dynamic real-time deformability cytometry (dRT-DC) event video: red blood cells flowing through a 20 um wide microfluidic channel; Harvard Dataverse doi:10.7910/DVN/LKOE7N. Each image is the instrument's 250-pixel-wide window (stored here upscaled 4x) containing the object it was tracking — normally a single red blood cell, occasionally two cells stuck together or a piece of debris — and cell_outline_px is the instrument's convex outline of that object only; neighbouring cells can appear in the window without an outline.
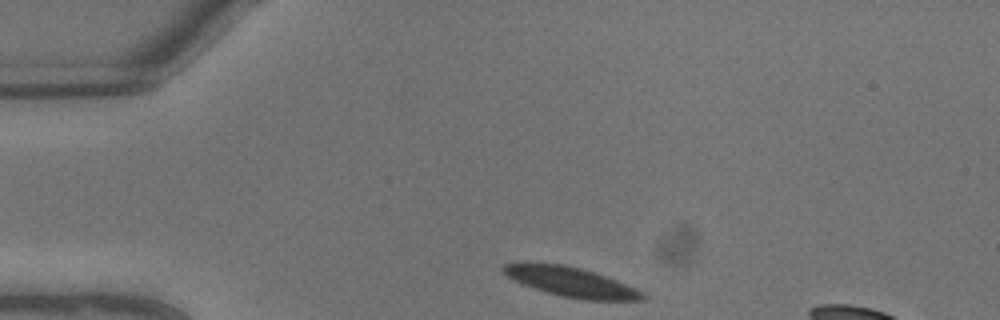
{"species": "common noctule bat (a hibernating species)", "species_latin": "Nyctalus noctula", "temperature_condition": "warm", "stored_images_in_passage": 7, "camera_frame_rate_fps": 3000, "um_per_image_px": 0.085, "animal": {"sex": "male", "body_mass_g": 13.3}, "frame": {"image": 1, "passage_image": 1, "time_ms": 0.0, "image_size_px": [1000, 320], "cell_outline_px": [[644, 300], [588, 300], [560, 296], [524, 284], [508, 276], [500, 268], [504, 264], [524, 260], [564, 264], [580, 268], [616, 280], [644, 292]], "centroid_in_image_um": [48.47, 23.92], "position_along_channel_um": 36.5, "area_um2": 24.04}}
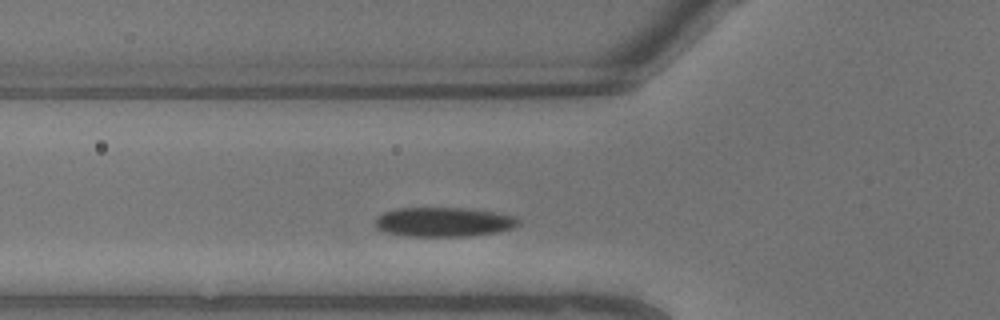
{"frame": {"image": 2, "passage_image": 4, "time_ms": 1.0, "image_size_px": [1000, 320], "cell_outline_px": [[520, 224], [512, 228], [496, 232], [468, 236], [408, 236], [384, 232], [376, 228], [372, 224], [376, 216], [384, 212], [396, 208], [472, 208], [500, 212], [516, 216], [520, 220]], "centroid_in_image_um": [37.71, 18.85], "position_along_channel_um": 88.1, "area_um2": 25.03}}
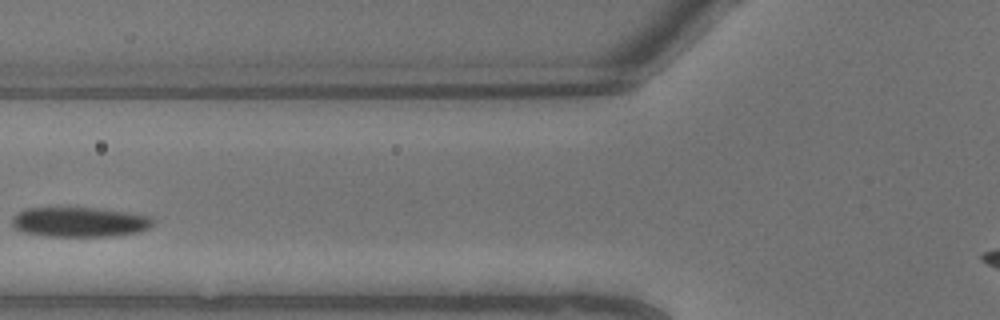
{"frame": {"image": 3, "passage_image": 5, "time_ms": 1.333, "image_size_px": [1000, 320], "cell_outline_px": [[152, 224], [148, 228], [136, 232], [112, 236], [44, 236], [20, 232], [12, 224], [12, 220], [20, 212], [28, 208], [96, 208], [128, 212], [148, 216], [152, 220]], "centroid_in_image_um": [6.74, 18.88], "position_along_channel_um": 119.1, "area_um2": 24.16}}